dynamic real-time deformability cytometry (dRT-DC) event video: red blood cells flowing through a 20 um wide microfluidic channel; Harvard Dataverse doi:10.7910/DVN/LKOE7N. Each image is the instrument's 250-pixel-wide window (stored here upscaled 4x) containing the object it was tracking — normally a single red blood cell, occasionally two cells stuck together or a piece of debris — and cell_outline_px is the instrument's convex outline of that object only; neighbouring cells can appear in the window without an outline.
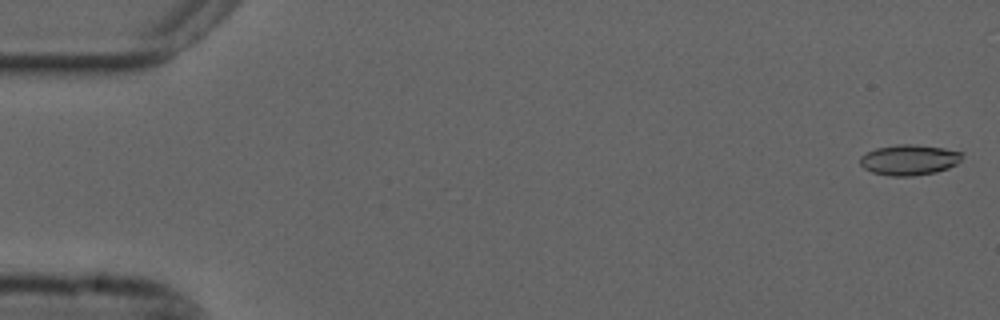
{"species": "common noctule bat (a hibernating species)", "species_latin": "Nyctalus noctula", "temperature_condition": "cold", "stored_images_in_passage": 56, "camera_frame_rate_fps": 3000, "um_per_image_px": 0.085, "animal": {"sex": "male", "forearm_length_mm": 52.5}, "frame": {"image": 1, "passage_image": 1, "time_ms": 0.0, "image_size_px": [1000, 320], "cell_outline_px": [[964, 152], [960, 160], [956, 164], [948, 168], [936, 172], [912, 176], [892, 176], [872, 172], [864, 168], [860, 164], [860, 156], [876, 148], [896, 144], [912, 144], [944, 148]], "centroid_in_image_um": [77.29, 13.58], "position_along_channel_um": 7.7, "area_um2": 18.15}}
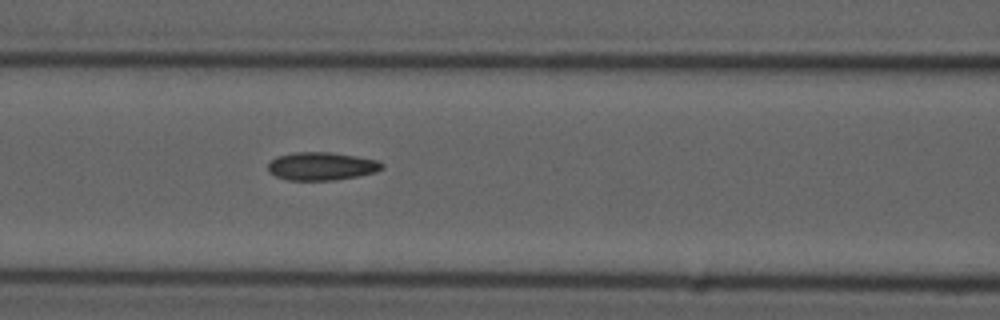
{"frame": {"image": 2, "passage_image": 23, "time_ms": 7.333, "image_size_px": [1000, 320], "cell_outline_px": [[384, 168], [376, 172], [336, 180], [288, 180], [276, 176], [268, 172], [268, 164], [276, 156], [296, 152], [328, 152], [356, 156], [376, 160], [384, 164]], "centroid_in_image_um": [27.32, 14.13], "position_along_channel_um": 139.3, "area_um2": 18.61}}
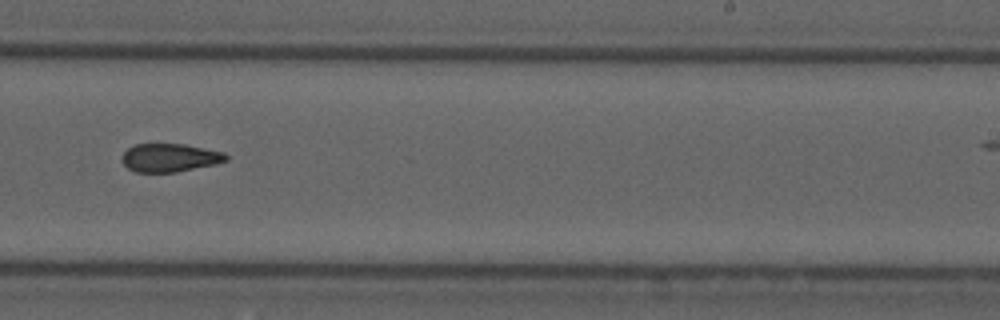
{"frame": {"image": 3, "passage_image": 34, "time_ms": 11.0, "image_size_px": [1000, 320], "cell_outline_px": [[228, 160], [216, 164], [176, 172], [136, 172], [128, 168], [124, 164], [124, 152], [128, 148], [136, 144], [184, 144], [224, 152], [228, 156]], "centroid_in_image_um": [14.47, 13.4], "position_along_channel_um": 274.5, "area_um2": 16.99}, "authors_computed_cell_mechanics": {"area_um2": 18.0336, "velocity_mm_per_s": 3.7088, "shape_relaxation_time_tau1_ms": null, "shape_relaxation_time_tau2_ms": 5.7215, "deformation_change_tau1": null, "deformation_change_tau2": 0.1346}}